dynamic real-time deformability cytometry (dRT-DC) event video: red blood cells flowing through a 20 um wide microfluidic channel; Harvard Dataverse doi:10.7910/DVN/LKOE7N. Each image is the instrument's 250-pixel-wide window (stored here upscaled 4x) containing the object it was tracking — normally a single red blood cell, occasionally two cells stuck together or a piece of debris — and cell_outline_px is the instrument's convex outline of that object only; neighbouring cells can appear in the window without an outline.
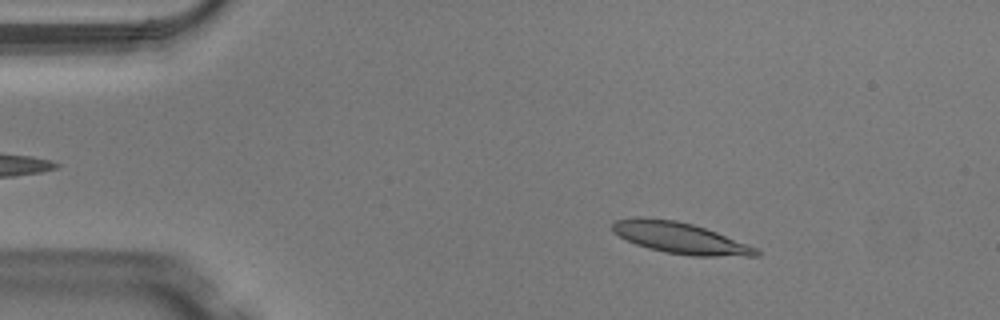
{"species": "Egyptian fruit bat (a non-hibernating species)", "species_latin": "Rousettus aegyptiacus", "temperature_condition": "warm", "stored_images_in_passage": 48, "camera_frame_rate_fps": 3000, "um_per_image_px": 0.085, "animal": {"sex": "male"}, "frame": {"image": 1, "passage_image": 7, "time_ms": 2.0, "image_size_px": [1000, 320], "cell_outline_px": [[760, 256], [692, 256], [664, 252], [648, 248], [636, 244], [612, 232], [612, 224], [616, 220], [636, 216], [676, 220], [692, 224], [716, 232], [748, 244], [756, 248], [760, 252]], "centroid_in_image_um": [57.79, 20.22], "position_along_channel_um": 27.2, "area_um2": 26.07}}
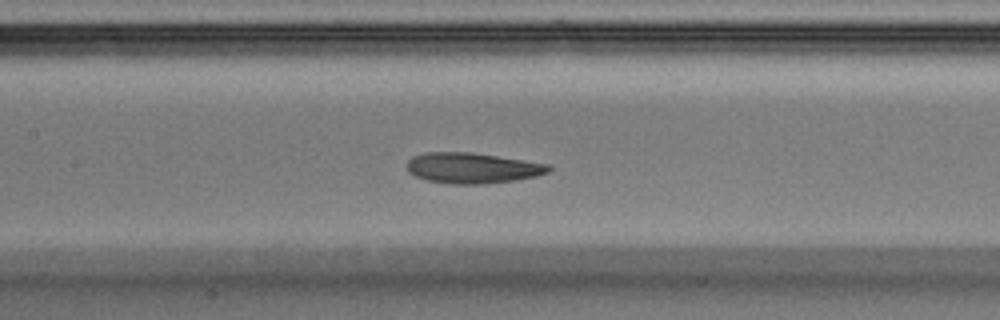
{"frame": {"image": 2, "passage_image": 22, "time_ms": 7.0, "image_size_px": [1000, 320], "cell_outline_px": [[552, 168], [548, 172], [536, 176], [512, 180], [484, 184], [448, 184], [428, 180], [416, 176], [408, 172], [404, 164], [412, 156], [424, 152], [472, 152], [524, 160], [548, 164]], "centroid_in_image_um": [40.09, 14.27], "position_along_channel_um": 167.3, "area_um2": 25.37}}
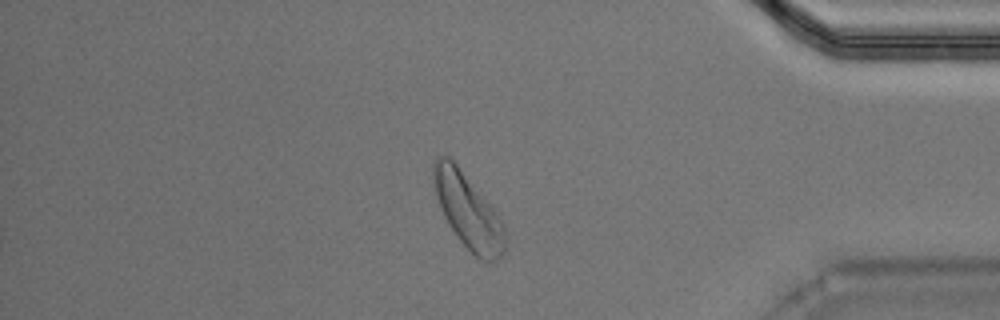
{"frame": {"image": 3, "passage_image": 41, "time_ms": 13.333, "image_size_px": [1000, 320], "cell_outline_px": [[508, 240], [504, 252], [496, 260], [484, 260], [476, 256], [456, 236], [448, 224], [444, 216], [436, 196], [432, 180], [432, 164], [440, 156], [448, 156], [456, 164], [496, 212], [504, 224]], "centroid_in_image_um": [39.79, 17.95], "position_along_channel_um": 395.4, "area_um2": 30.75}, "authors_computed_cell_mechanics": {"area_um2": 25.5476, "velocity_mm_per_s": 4.0642, "shape_relaxation_time_tau1_ms": 2.4715, "shape_relaxation_time_tau2_ms": 3.2218, "deformation_change_tau1": 0.1542, "deformation_change_tau2": 0.1248}}